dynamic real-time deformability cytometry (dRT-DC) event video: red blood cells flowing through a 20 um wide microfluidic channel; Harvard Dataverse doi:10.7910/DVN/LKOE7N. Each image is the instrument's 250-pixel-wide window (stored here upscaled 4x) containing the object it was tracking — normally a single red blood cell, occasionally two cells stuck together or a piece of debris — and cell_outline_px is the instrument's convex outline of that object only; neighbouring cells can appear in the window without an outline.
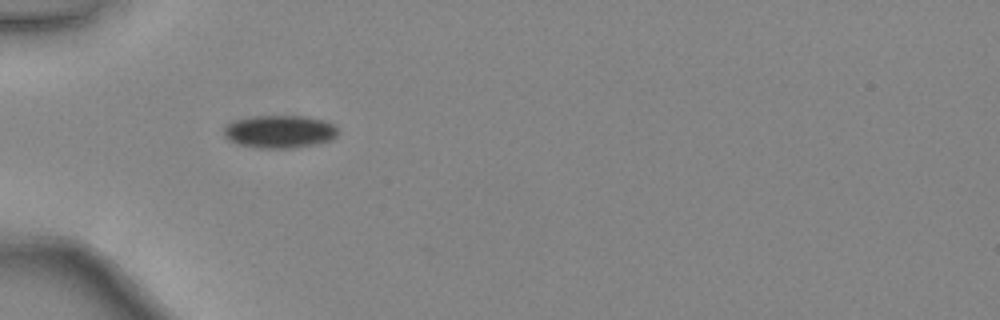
{"species": "common noctule bat (a hibernating species)", "species_latin": "Nyctalus noctula", "temperature_condition": "warm", "stored_images_in_passage": 27, "camera_frame_rate_fps": 3000, "um_per_image_px": 0.085, "animal": {"sex": "female", "body_mass_g": 24.6, "forearm_length_mm": 56.2}, "frame": {"image": 1, "passage_image": 1, "time_ms": 0.0, "image_size_px": [1000, 320], "cell_outline_px": [[340, 132], [332, 140], [320, 144], [292, 148], [260, 148], [240, 144], [228, 140], [224, 136], [224, 128], [228, 124], [236, 120], [252, 116], [308, 116], [324, 120], [336, 124]], "centroid_in_image_um": [23.85, 11.19], "position_along_channel_um": 61.1, "area_um2": 22.14}}
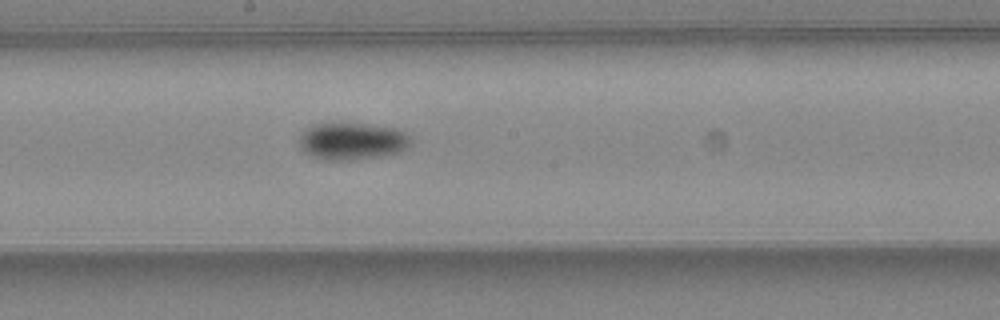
{"frame": {"image": 2, "passage_image": 12, "time_ms": 3.667, "image_size_px": [1000, 320], "cell_outline_px": [[412, 144], [408, 148], [400, 152], [380, 156], [352, 160], [320, 160], [308, 156], [300, 148], [300, 136], [308, 128], [316, 124], [364, 124], [396, 128], [412, 136]], "centroid_in_image_um": [29.97, 12.03], "position_along_channel_um": 218.2, "area_um2": 24.28}}
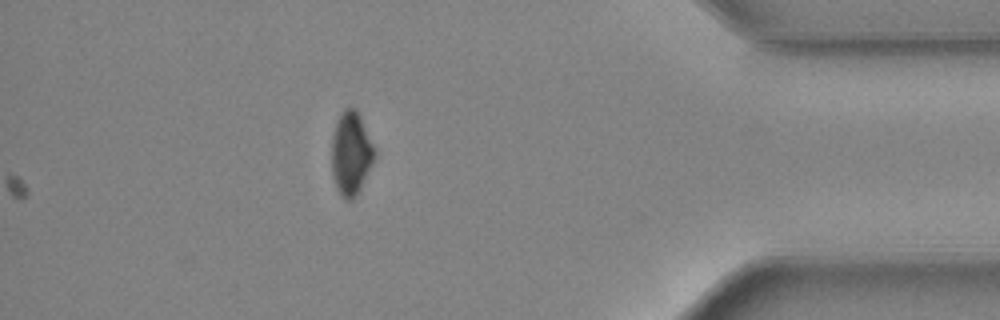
{"frame": {"image": 3, "passage_image": 27, "time_ms": 8.667, "image_size_px": [1000, 320], "cell_outline_px": [[376, 156], [356, 196], [352, 200], [344, 200], [340, 196], [336, 188], [332, 176], [332, 136], [336, 120], [340, 112], [344, 108], [356, 108], [376, 148]], "centroid_in_image_um": [29.83, 13.03], "position_along_channel_um": 405.4, "area_um2": 21.15}, "authors_computed_cell_mechanics": {"area_um2": 22.831, "velocity_mm_per_s": 4.4567, "shape_relaxation_time_tau1_ms": 2.7469, "shape_relaxation_time_tau2_ms": null, "deformation_change_tau1": 0.0687, "deformation_change_tau2": null}}